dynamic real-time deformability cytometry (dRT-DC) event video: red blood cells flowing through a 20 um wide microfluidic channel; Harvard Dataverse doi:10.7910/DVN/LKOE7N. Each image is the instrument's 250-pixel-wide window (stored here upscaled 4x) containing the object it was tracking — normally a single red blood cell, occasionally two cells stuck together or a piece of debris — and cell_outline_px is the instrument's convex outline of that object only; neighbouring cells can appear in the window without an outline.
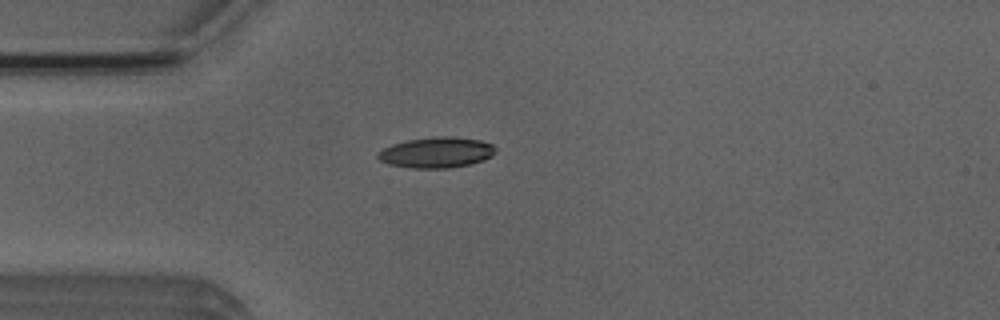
{"species": "Egyptian fruit bat (a non-hibernating species)", "species_latin": "Rousettus aegyptiacus", "temperature_condition": "room temperature", "stored_images_in_passage": 1, "camera_frame_rate_fps": 3000, "um_per_image_px": 0.085, "animal": {"sex": "male"}, "frame": {"image": 1, "passage_image": 1, "time_ms": 0.0, "image_size_px": [1000, 320], "cell_outline_px": [[496, 152], [492, 156], [484, 160], [468, 164], [448, 168], [408, 168], [388, 164], [380, 160], [376, 156], [376, 152], [392, 144], [408, 140], [436, 136], [452, 136], [480, 140], [492, 144], [496, 148]], "centroid_in_image_um": [37.09, 12.96], "position_along_channel_um": 47.9, "area_um2": 21.15}}